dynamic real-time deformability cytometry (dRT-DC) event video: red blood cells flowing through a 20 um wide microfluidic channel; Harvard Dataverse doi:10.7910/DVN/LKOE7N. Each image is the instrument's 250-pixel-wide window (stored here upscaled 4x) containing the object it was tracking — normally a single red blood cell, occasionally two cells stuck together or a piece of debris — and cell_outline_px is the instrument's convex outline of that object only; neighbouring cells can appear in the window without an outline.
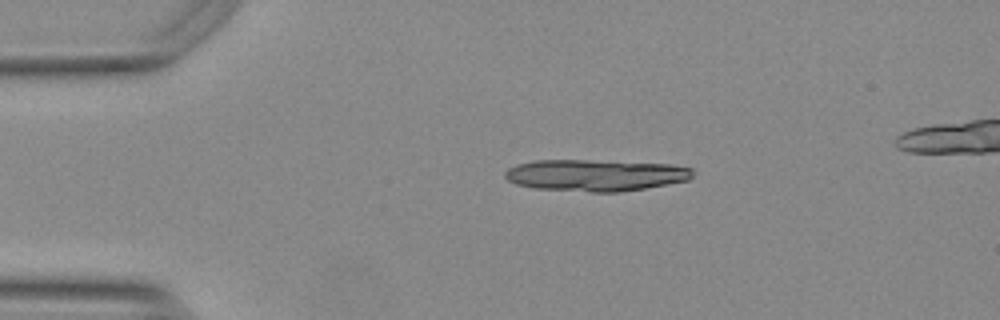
{"species": "Egyptian fruit bat (a non-hibernating species)", "species_latin": "Rousettus aegyptiacus", "temperature_condition": "warm", "stored_images_in_passage": 6, "camera_frame_rate_fps": 3000, "um_per_image_px": 0.085, "animal": {"sex": "female"}, "frame": {"image": 1, "passage_image": 1, "time_ms": 0.0, "image_size_px": [1000, 320], "cell_outline_px": [[692, 176], [688, 180], [644, 188], [620, 192], [588, 192], [536, 188], [516, 184], [508, 180], [504, 176], [504, 172], [508, 168], [516, 164], [536, 160], [588, 160], [668, 164], [692, 168]], "centroid_in_image_um": [50.57, 14.89], "position_along_channel_um": 34.4, "area_um2": 34.45}}